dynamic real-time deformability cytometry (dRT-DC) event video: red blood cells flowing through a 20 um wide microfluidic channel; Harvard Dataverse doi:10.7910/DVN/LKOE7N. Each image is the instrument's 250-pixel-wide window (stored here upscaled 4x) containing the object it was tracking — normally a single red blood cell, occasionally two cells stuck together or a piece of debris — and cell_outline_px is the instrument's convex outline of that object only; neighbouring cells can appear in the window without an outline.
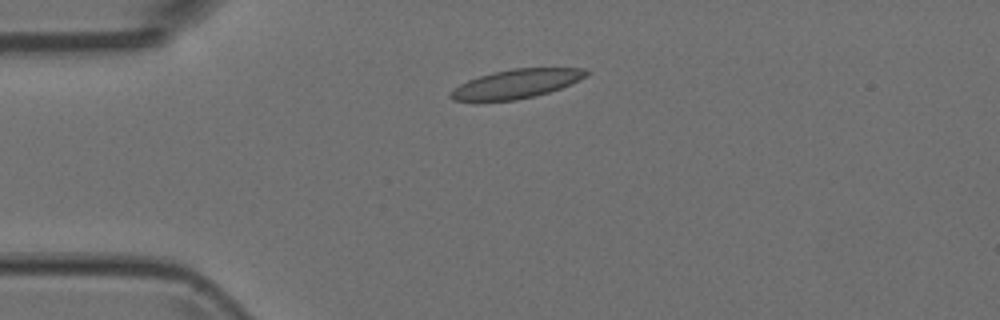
{"species": "Egyptian fruit bat (a non-hibernating species)", "species_latin": "Rousettus aegyptiacus", "temperature_condition": "room temperature", "stored_images_in_passage": 4, "camera_frame_rate_fps": 3000, "um_per_image_px": 0.085, "animal": {"sex": "female"}, "frame": {"image": 1, "passage_image": 3, "time_ms": 0.667, "image_size_px": [1000, 320], "cell_outline_px": [[592, 72], [588, 76], [572, 84], [536, 96], [516, 100], [476, 104], [452, 100], [448, 96], [448, 92], [460, 84], [468, 80], [492, 72], [512, 68], [584, 68]], "centroid_in_image_um": [43.82, 7.17], "position_along_channel_um": 41.2, "area_um2": 23.87}}